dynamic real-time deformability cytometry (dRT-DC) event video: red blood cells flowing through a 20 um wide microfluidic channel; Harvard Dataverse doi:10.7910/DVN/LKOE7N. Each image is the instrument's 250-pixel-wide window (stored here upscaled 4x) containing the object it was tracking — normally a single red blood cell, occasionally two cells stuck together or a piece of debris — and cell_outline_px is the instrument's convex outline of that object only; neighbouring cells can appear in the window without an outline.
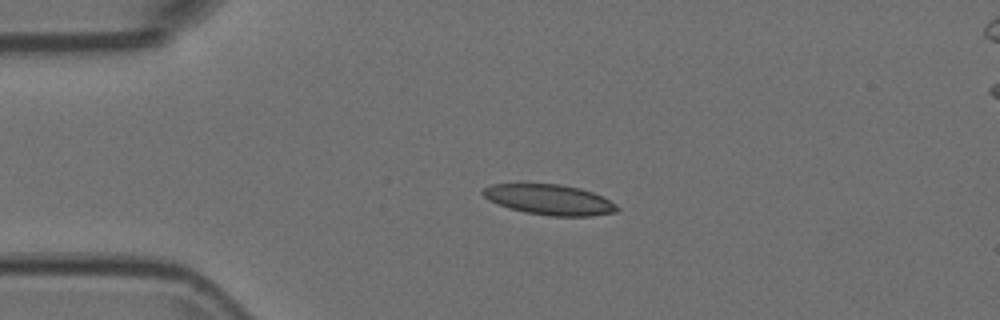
{"species": "Egyptian fruit bat (a non-hibernating species)", "species_latin": "Rousettus aegyptiacus", "temperature_condition": "room temperature", "stored_images_in_passage": 42, "camera_frame_rate_fps": 3000, "um_per_image_px": 0.085, "animal": {"sex": "female"}, "frame": {"image": 1, "passage_image": 1, "time_ms": 0.0, "image_size_px": [1000, 320], "cell_outline_px": [[620, 208], [616, 212], [592, 216], [548, 216], [524, 212], [508, 208], [488, 200], [480, 192], [484, 188], [492, 184], [560, 184], [580, 188], [604, 196], [616, 204]], "centroid_in_image_um": [46.72, 16.98], "position_along_channel_um": 38.3, "area_um2": 23.93}}
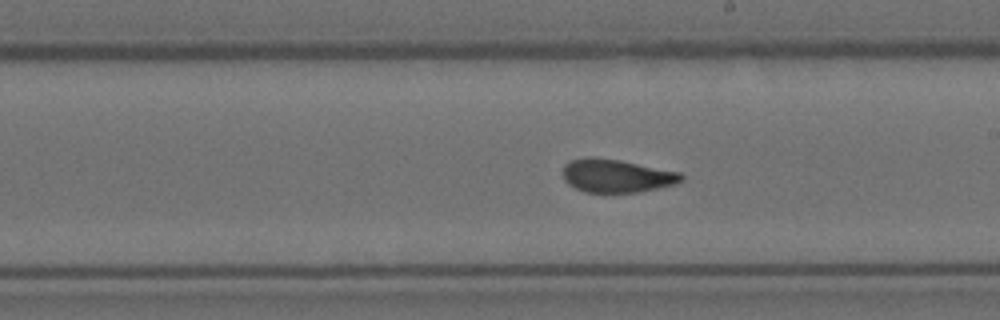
{"frame": {"image": 2, "passage_image": 19, "time_ms": 6.0, "image_size_px": [1000, 320], "cell_outline_px": [[684, 180], [676, 184], [640, 192], [584, 192], [568, 184], [564, 180], [564, 164], [572, 160], [592, 156], [620, 160], [680, 172], [684, 176]], "centroid_in_image_um": [52.43, 14.94], "position_along_channel_um": 236.6, "area_um2": 22.95}}
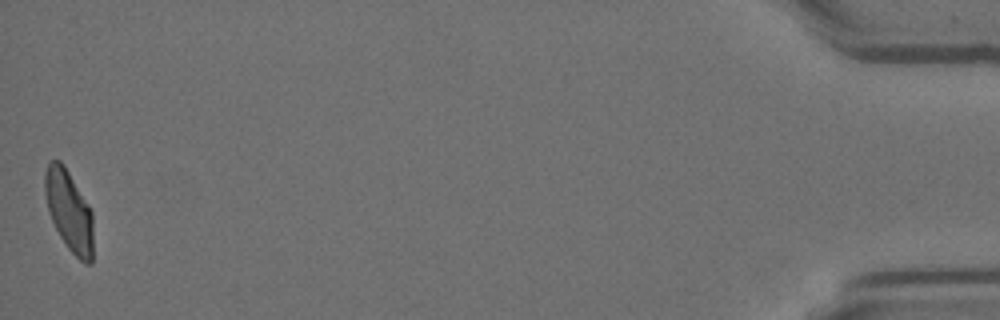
{"frame": {"image": 3, "passage_image": 42, "time_ms": 13.667, "image_size_px": [1000, 320], "cell_outline_px": [[92, 264], [84, 264], [68, 248], [60, 236], [48, 212], [44, 192], [44, 172], [48, 164], [52, 160], [60, 160], [64, 164], [88, 204], [92, 212]], "centroid_in_image_um": [5.85, 17.91], "position_along_channel_um": 429.3, "area_um2": 22.72}}